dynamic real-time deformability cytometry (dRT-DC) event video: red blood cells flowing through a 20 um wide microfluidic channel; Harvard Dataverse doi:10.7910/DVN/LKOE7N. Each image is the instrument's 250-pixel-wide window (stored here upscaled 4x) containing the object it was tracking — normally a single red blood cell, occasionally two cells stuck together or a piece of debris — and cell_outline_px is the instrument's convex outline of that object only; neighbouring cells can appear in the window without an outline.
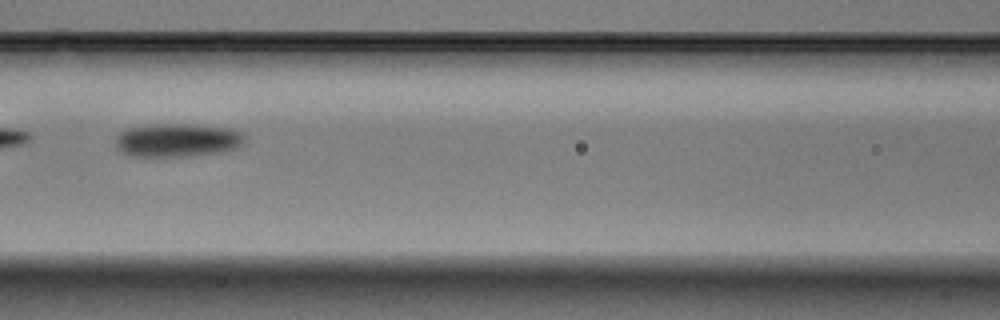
{"species": "Egyptian fruit bat (a non-hibernating species)", "species_latin": "Rousettus aegyptiacus", "temperature_condition": "warm", "stored_images_in_passage": 10, "camera_frame_rate_fps": 3000, "um_per_image_px": 0.085, "animal": {"sex": "male"}, "frame": {"image": 1, "passage_image": 4, "time_ms": 1.0, "image_size_px": [1000, 320], "cell_outline_px": [[244, 144], [236, 148], [220, 152], [184, 156], [132, 156], [120, 152], [116, 148], [116, 136], [120, 132], [128, 128], [156, 124], [192, 124], [228, 128], [240, 132], [244, 136]], "centroid_in_image_um": [15.05, 11.91], "position_along_channel_um": 151.5, "area_um2": 25.09}}
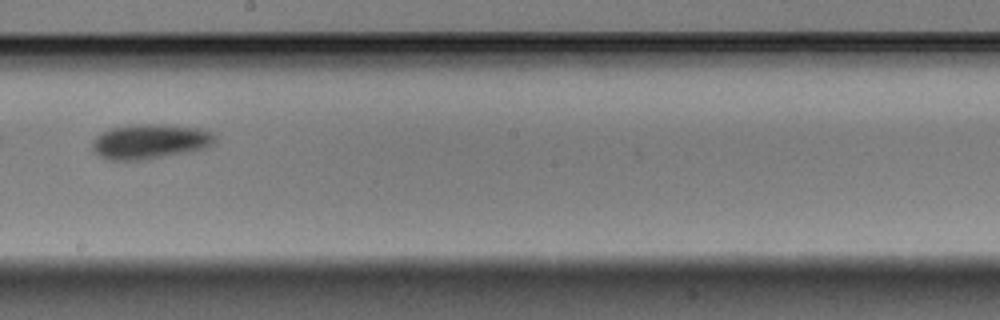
{"frame": {"image": 2, "passage_image": 6, "time_ms": 1.667, "image_size_px": [1000, 320], "cell_outline_px": [[216, 140], [208, 148], [148, 160], [108, 160], [92, 152], [92, 140], [96, 136], [112, 128], [140, 124], [164, 124], [204, 128], [212, 132], [216, 136]], "centroid_in_image_um": [12.79, 12.04], "position_along_channel_um": 235.4, "area_um2": 25.32}}
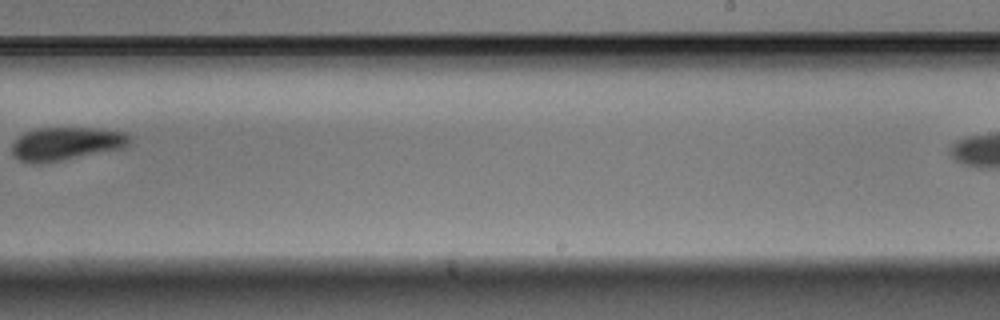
{"frame": {"image": 3, "passage_image": 7, "time_ms": 2.0, "image_size_px": [1000, 320], "cell_outline_px": [[132, 144], [124, 148], [40, 164], [32, 164], [20, 160], [12, 152], [12, 144], [24, 132], [40, 128], [100, 128], [124, 132], [132, 140]], "centroid_in_image_um": [5.66, 12.21], "position_along_channel_um": 283.3, "area_um2": 22.77}}